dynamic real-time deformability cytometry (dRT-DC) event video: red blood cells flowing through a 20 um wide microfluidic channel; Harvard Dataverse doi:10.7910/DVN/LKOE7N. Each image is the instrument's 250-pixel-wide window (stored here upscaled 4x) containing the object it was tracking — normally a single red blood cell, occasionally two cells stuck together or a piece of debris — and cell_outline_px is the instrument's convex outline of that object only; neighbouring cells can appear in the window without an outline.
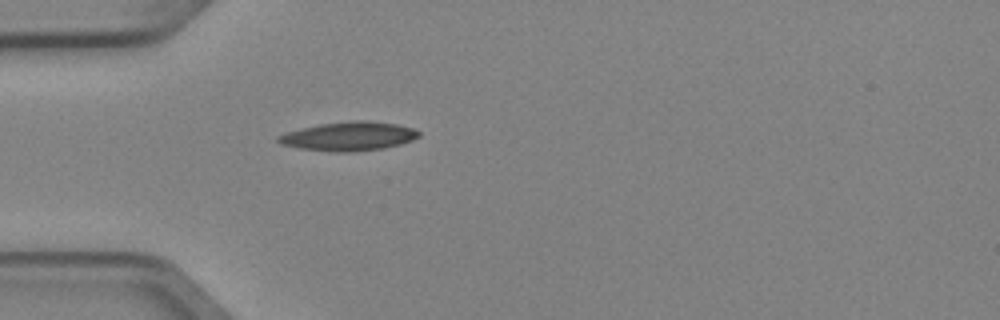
{"species": "Egyptian fruit bat (a non-hibernating species)", "species_latin": "Rousettus aegyptiacus", "temperature_condition": "cold", "stored_images_in_passage": 4, "camera_frame_rate_fps": 3000, "um_per_image_px": 0.085, "animal": {"sex": "female"}, "frame": {"image": 1, "passage_image": 4, "time_ms": 1.0, "image_size_px": [1000, 320], "cell_outline_px": [[420, 136], [412, 140], [400, 144], [384, 148], [352, 152], [336, 152], [300, 148], [280, 144], [276, 140], [276, 136], [288, 132], [320, 124], [352, 120], [364, 120], [396, 124], [412, 128], [420, 132]], "centroid_in_image_um": [29.65, 11.58], "position_along_channel_um": 55.3, "area_um2": 23.52}}